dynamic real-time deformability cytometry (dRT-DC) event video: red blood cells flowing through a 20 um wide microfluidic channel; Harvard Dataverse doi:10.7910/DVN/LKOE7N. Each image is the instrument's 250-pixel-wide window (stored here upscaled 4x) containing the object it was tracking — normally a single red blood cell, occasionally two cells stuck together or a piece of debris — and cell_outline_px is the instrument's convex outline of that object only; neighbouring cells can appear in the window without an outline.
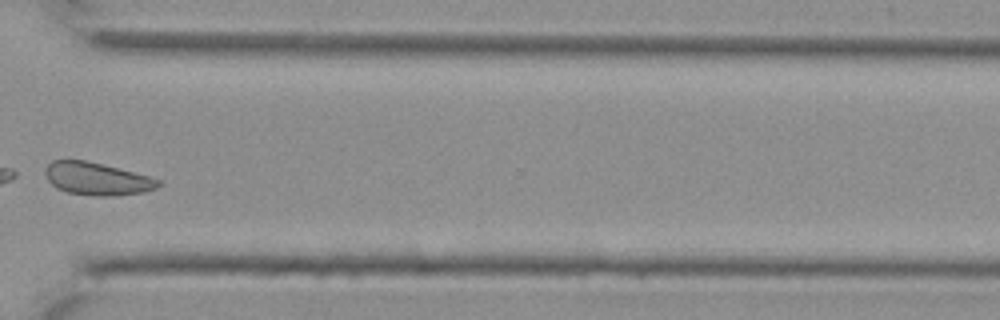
{"species": "Egyptian fruit bat (a non-hibernating species)", "species_latin": "Rousettus aegyptiacus", "temperature_condition": "cold", "stored_images_in_passage": 31, "camera_frame_rate_fps": 3000, "um_per_image_px": 0.085, "animal": {"sex": "female"}, "frame": {"image": 1, "passage_image": 22, "time_ms": 7.0, "image_size_px": [1000, 320], "cell_outline_px": [[160, 184], [156, 188], [144, 192], [116, 196], [96, 196], [64, 192], [56, 188], [48, 180], [44, 172], [48, 164], [52, 160], [84, 160], [148, 176], [160, 180]], "centroid_in_image_um": [8.21, 15.21], "position_along_channel_um": 362.4, "area_um2": 21.33}}